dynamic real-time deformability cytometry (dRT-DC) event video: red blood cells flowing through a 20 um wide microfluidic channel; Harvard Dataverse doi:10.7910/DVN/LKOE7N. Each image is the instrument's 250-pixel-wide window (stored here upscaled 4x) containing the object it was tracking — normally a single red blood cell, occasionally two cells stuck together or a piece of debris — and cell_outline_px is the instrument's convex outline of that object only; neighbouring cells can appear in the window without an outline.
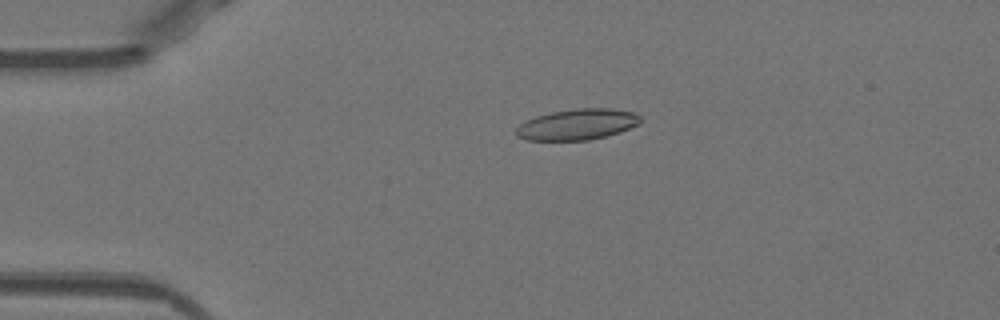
{"species": "Egyptian fruit bat (a non-hibernating species)", "species_latin": "Rousettus aegyptiacus", "temperature_condition": "warm", "stored_images_in_passage": 52, "camera_frame_rate_fps": 3000, "um_per_image_px": 0.085, "animal": {"sex": "female"}, "frame": {"image": 1, "passage_image": 12, "time_ms": 3.667, "image_size_px": [1000, 320], "cell_outline_px": [[640, 124], [620, 132], [588, 140], [524, 140], [516, 136], [516, 128], [520, 124], [536, 116], [552, 112], [576, 108], [612, 108], [636, 112], [640, 116]], "centroid_in_image_um": [49.09, 10.57], "position_along_channel_um": 35.9, "area_um2": 22.43}}
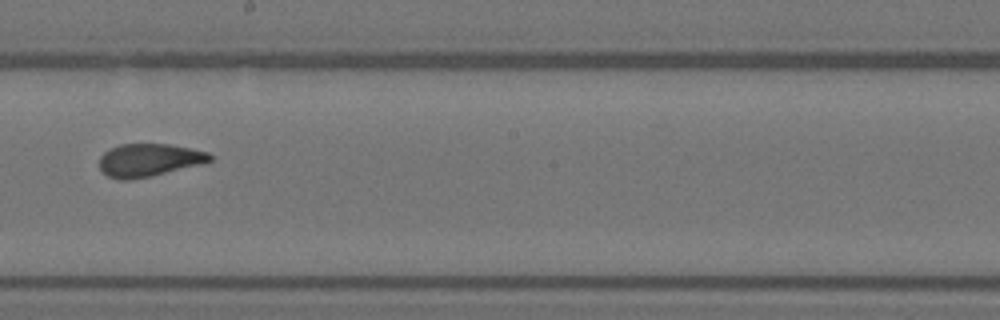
{"frame": {"image": 2, "passage_image": 30, "time_ms": 9.667, "image_size_px": [1000, 320], "cell_outline_px": [[212, 160], [200, 164], [152, 176], [128, 180], [120, 180], [108, 176], [100, 168], [100, 156], [104, 152], [120, 144], [168, 144], [192, 148], [208, 152], [212, 156]], "centroid_in_image_um": [12.66, 13.6], "position_along_channel_um": 235.5, "area_um2": 21.04}}
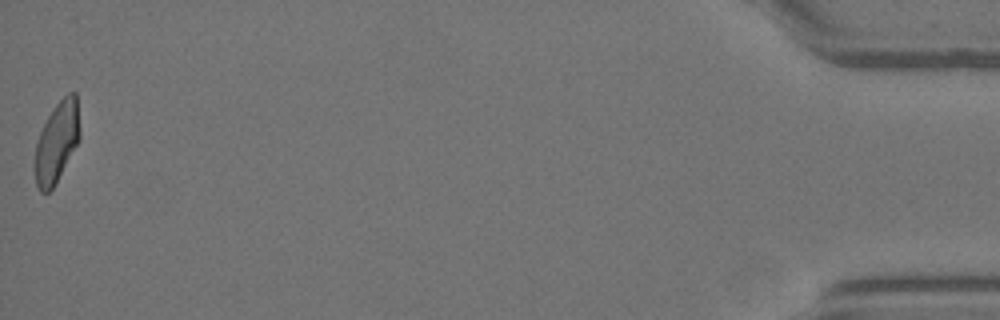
{"frame": {"image": 3, "passage_image": 52, "time_ms": 17.0, "image_size_px": [1000, 320], "cell_outline_px": [[80, 136], [76, 144], [52, 188], [48, 192], [40, 192], [36, 188], [32, 168], [36, 144], [40, 132], [48, 116], [56, 104], [68, 92], [76, 92], [80, 132]], "centroid_in_image_um": [4.77, 12.1], "position_along_channel_um": 430.4, "area_um2": 20.98}, "authors_computed_cell_mechanics": {"area_um2": 21.6461, "velocity_mm_per_s": 3.9631, "shape_relaxation_time_tau1_ms": 8.4988, "shape_relaxation_time_tau2_ms": 1.4202, "deformation_change_tau1": 0.2071, "deformation_change_tau2": 0.0894}}